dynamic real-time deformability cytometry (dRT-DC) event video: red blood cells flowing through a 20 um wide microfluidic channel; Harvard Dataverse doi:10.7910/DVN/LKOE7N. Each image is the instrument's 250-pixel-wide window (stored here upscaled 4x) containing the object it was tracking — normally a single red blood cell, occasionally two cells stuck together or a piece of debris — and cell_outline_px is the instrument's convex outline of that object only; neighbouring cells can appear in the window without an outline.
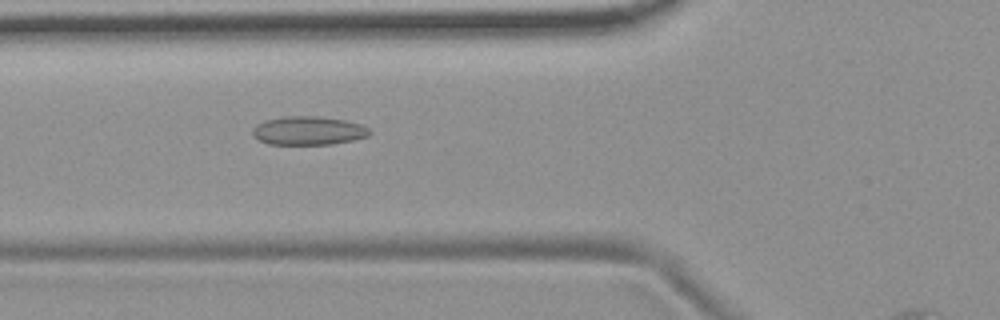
{"species": "common noctule bat (a hibernating species)", "species_latin": "Nyctalus noctula", "temperature_condition": "room temperature", "stored_images_in_passage": 42, "camera_frame_rate_fps": 3000, "um_per_image_px": 0.085, "animal": {"sex": "female", "body_mass_g": 19.9}, "frame": {"image": 1, "passage_image": 7, "time_ms": 2.0, "image_size_px": [1000, 320], "cell_outline_px": [[372, 132], [368, 136], [352, 140], [332, 144], [268, 144], [252, 136], [252, 128], [256, 124], [264, 120], [284, 116], [320, 116], [344, 120], [360, 124], [368, 128]], "centroid_in_image_um": [26.18, 11.1], "position_along_channel_um": 99.6, "area_um2": 19.59}}
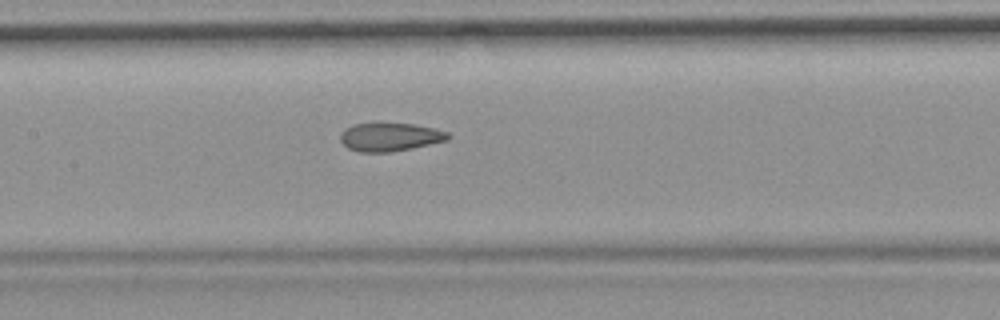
{"frame": {"image": 2, "passage_image": 13, "time_ms": 4.0, "image_size_px": [1000, 320], "cell_outline_px": [[452, 136], [448, 140], [412, 148], [388, 152], [360, 152], [348, 148], [340, 140], [340, 132], [344, 128], [352, 124], [416, 124], [436, 128], [448, 132]], "centroid_in_image_um": [33.16, 11.64], "position_along_channel_um": 174.2, "area_um2": 17.8}}
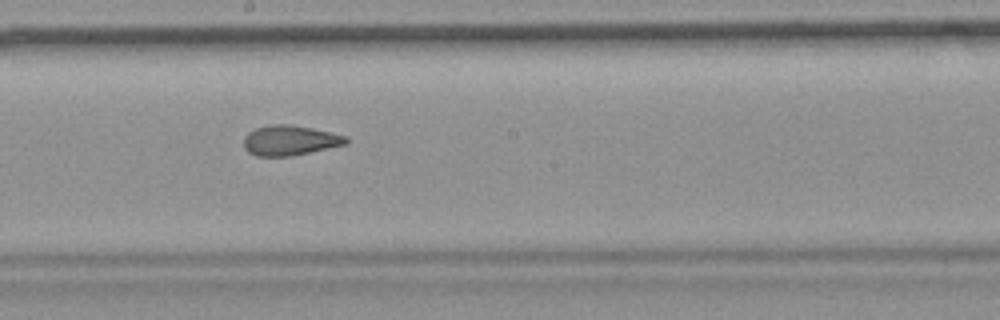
{"frame": {"image": 3, "passage_image": 17, "time_ms": 5.333, "image_size_px": [1000, 320], "cell_outline_px": [[348, 144], [292, 156], [256, 156], [248, 152], [244, 148], [244, 136], [248, 132], [256, 128], [268, 124], [288, 124], [312, 128], [348, 136]], "centroid_in_image_um": [24.64, 11.93], "position_along_channel_um": 223.6, "area_um2": 18.09}}